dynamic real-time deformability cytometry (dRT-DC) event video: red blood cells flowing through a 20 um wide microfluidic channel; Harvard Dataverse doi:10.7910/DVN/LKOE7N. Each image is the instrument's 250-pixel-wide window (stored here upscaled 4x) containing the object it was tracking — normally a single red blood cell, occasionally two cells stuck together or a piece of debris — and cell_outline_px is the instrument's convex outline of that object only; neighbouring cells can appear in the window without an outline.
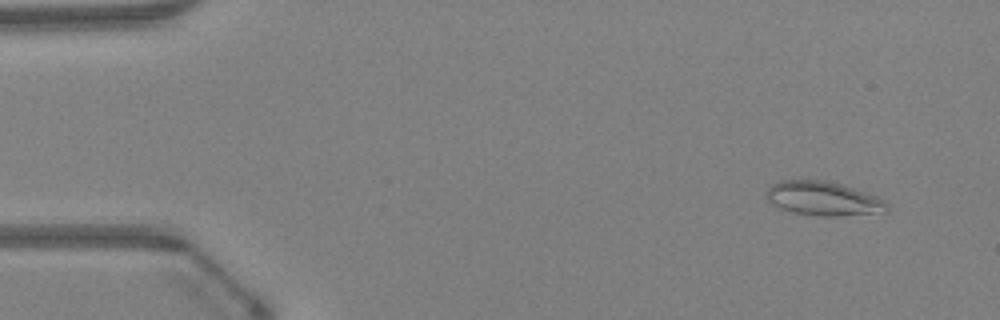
{"species": "Egyptian fruit bat (a non-hibernating species)", "species_latin": "Rousettus aegyptiacus", "temperature_condition": "warm", "stored_images_in_passage": 44, "camera_frame_rate_fps": 3000, "um_per_image_px": 0.085, "animal": {"sex": "female"}, "frame": {"image": 1, "passage_image": 1, "time_ms": 0.0, "image_size_px": [1000, 320], "cell_outline_px": [[888, 212], [836, 216], [820, 216], [792, 212], [768, 200], [764, 196], [768, 188], [772, 184], [780, 180], [824, 180], [840, 184], [880, 196], [888, 204]], "centroid_in_image_um": [70.03, 16.87], "position_along_channel_um": 15.0, "area_um2": 23.93}}
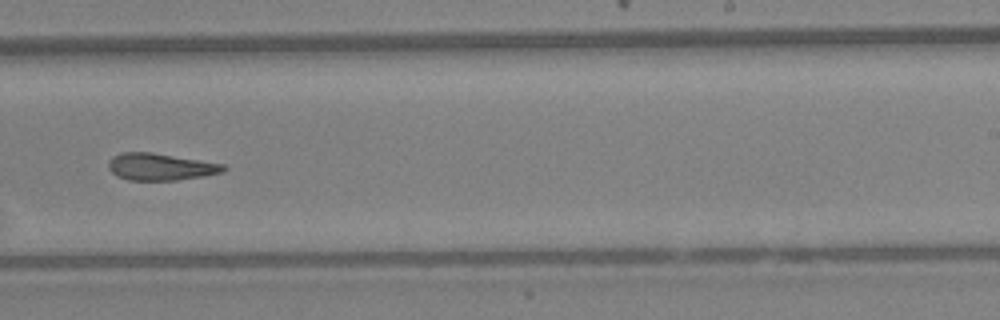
{"frame": {"image": 2, "passage_image": 27, "time_ms": 8.667, "image_size_px": [1000, 320], "cell_outline_px": [[228, 168], [224, 172], [204, 176], [176, 180], [128, 180], [116, 176], [108, 168], [108, 160], [112, 156], [120, 152], [152, 152], [224, 164]], "centroid_in_image_um": [13.62, 14.17], "position_along_channel_um": 275.4, "area_um2": 18.26}}
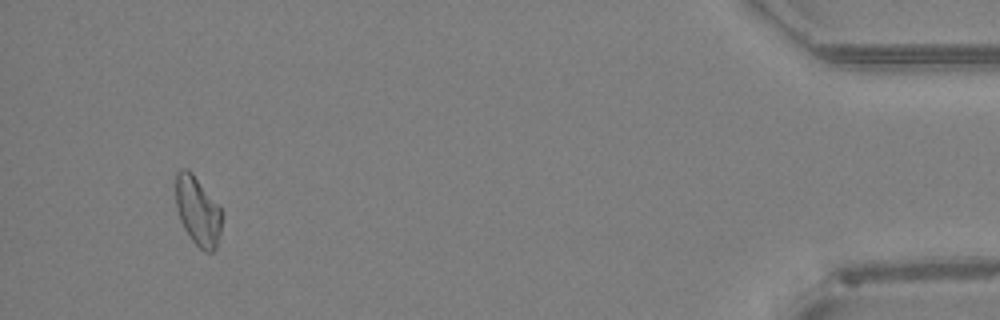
{"frame": {"image": 3, "passage_image": 42, "time_ms": 13.667, "image_size_px": [1000, 320], "cell_outline_px": [[220, 232], [216, 248], [212, 252], [204, 252], [192, 240], [184, 228], [180, 220], [176, 208], [176, 172], [184, 168], [188, 168], [192, 172], [220, 208]], "centroid_in_image_um": [16.78, 17.93], "position_along_channel_um": 418.4, "area_um2": 18.21}, "authors_computed_cell_mechanics": {"area_um2": 18.785, "velocity_mm_per_s": 4.3333, "shape_relaxation_time_tau1_ms": null, "shape_relaxation_time_tau2_ms": 4.2676, "deformation_change_tau1": null, "deformation_change_tau2": 0.1369}}